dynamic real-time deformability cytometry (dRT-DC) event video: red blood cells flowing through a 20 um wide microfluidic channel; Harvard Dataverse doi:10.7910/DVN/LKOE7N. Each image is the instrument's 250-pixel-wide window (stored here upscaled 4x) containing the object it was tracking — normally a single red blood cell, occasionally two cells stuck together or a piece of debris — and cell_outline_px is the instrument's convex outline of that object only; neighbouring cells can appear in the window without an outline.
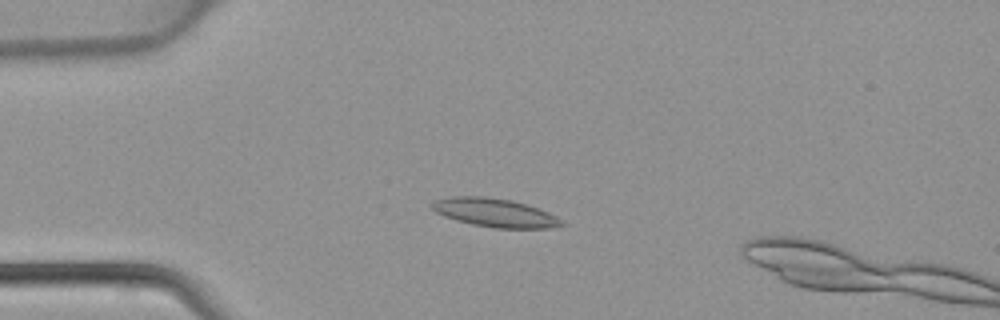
{"species": "common noctule bat (a hibernating species)", "species_latin": "Nyctalus noctula", "temperature_condition": "warm", "stored_images_in_passage": 4, "camera_frame_rate_fps": 3000, "um_per_image_px": 0.085, "animal": {"sex": "female", "body_mass_g": 22.7, "forearm_length_mm": 54.2}, "frame": {"image": 1, "passage_image": 3, "time_ms": 0.667, "image_size_px": [1000, 320], "cell_outline_px": [[568, 224], [548, 228], [492, 228], [472, 224], [456, 220], [444, 216], [436, 212], [432, 208], [432, 204], [436, 200], [452, 196], [484, 196], [512, 200], [540, 208], [564, 220]], "centroid_in_image_um": [42.12, 18.08], "position_along_channel_um": 42.9, "area_um2": 21.68}}